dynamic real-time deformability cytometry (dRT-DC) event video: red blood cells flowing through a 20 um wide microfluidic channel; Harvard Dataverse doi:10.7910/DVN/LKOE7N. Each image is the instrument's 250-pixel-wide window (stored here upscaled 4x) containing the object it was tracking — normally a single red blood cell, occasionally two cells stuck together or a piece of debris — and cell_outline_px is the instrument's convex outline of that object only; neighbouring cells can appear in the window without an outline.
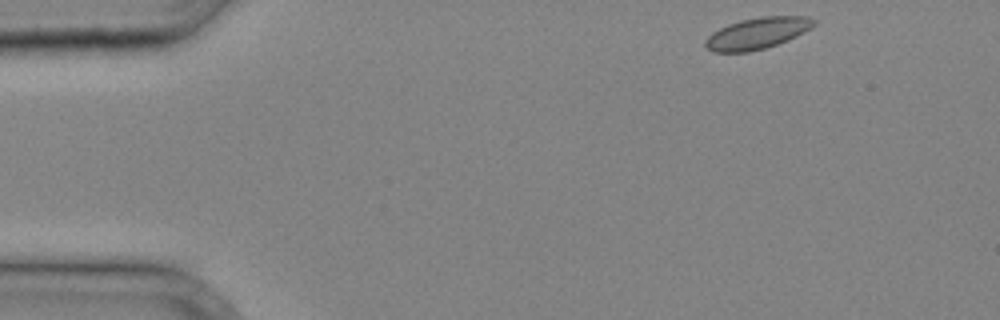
{"species": "common noctule bat (a hibernating species)", "species_latin": "Nyctalus noctula", "temperature_condition": "cold", "stored_images_in_passage": 29, "camera_frame_rate_fps": 3000, "um_per_image_px": 0.085, "animal": {"sex": "male", "body_mass_g": 20.4}, "frame": {"image": 1, "passage_image": 1, "time_ms": 0.0, "image_size_px": [1000, 320], "cell_outline_px": [[816, 24], [804, 32], [788, 40], [764, 48], [748, 52], [712, 52], [704, 44], [704, 40], [712, 32], [728, 24], [740, 20], [760, 16], [808, 16], [816, 20]], "centroid_in_image_um": [64.36, 2.82], "position_along_channel_um": 20.6, "area_um2": 19.88}}
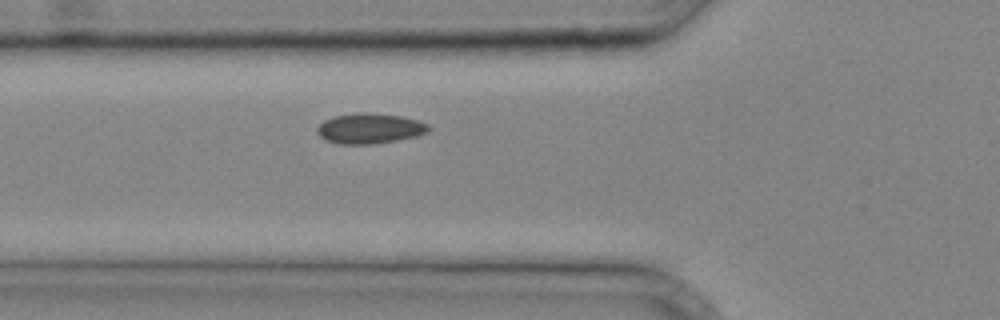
{"frame": {"image": 2, "passage_image": 10, "time_ms": 3.0, "image_size_px": [1000, 320], "cell_outline_px": [[432, 128], [428, 132], [416, 136], [396, 140], [372, 144], [340, 144], [324, 140], [316, 132], [316, 128], [324, 120], [336, 116], [360, 112], [364, 112], [400, 116], [416, 120], [428, 124]], "centroid_in_image_um": [31.41, 10.92], "position_along_channel_um": 94.4, "area_um2": 19.59}}
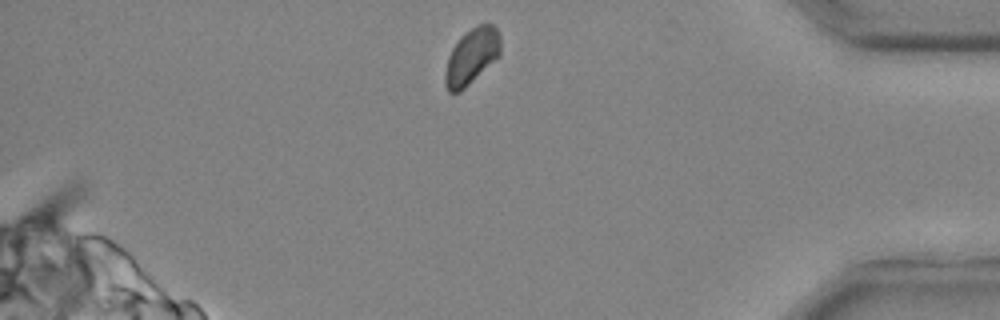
{"frame": {"image": 3, "passage_image": 29, "time_ms": 9.333, "image_size_px": [1000, 320], "cell_outline_px": [[500, 56], [460, 92], [448, 92], [444, 84], [444, 72], [448, 56], [452, 48], [460, 36], [476, 24], [492, 24], [500, 32]], "centroid_in_image_um": [40.08, 4.78], "position_along_channel_um": 395.1, "area_um2": 18.26}}